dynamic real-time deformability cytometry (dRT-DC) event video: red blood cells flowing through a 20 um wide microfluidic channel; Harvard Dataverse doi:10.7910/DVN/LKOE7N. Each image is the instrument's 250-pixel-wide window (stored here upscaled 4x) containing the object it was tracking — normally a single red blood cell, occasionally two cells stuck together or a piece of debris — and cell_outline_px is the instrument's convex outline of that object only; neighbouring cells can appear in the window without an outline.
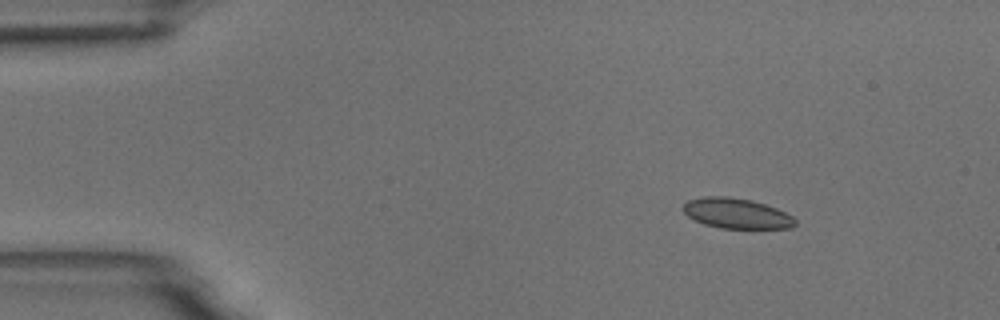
{"species": "common noctule bat (a hibernating species)", "species_latin": "Nyctalus noctula", "temperature_condition": "room temperature", "stored_images_in_passage": 8, "camera_frame_rate_fps": 3000, "um_per_image_px": 0.085, "animal": {"sex": "male", "body_mass_g": 18.8}, "frame": {"image": 1, "passage_image": 3, "time_ms": 2.333, "image_size_px": [1000, 320], "cell_outline_px": [[796, 224], [792, 228], [720, 228], [704, 224], [688, 216], [680, 208], [688, 200], [704, 196], [724, 196], [752, 200], [776, 208], [792, 216], [796, 220]], "centroid_in_image_um": [62.59, 18.13], "position_along_channel_um": 22.4, "area_um2": 19.71}}
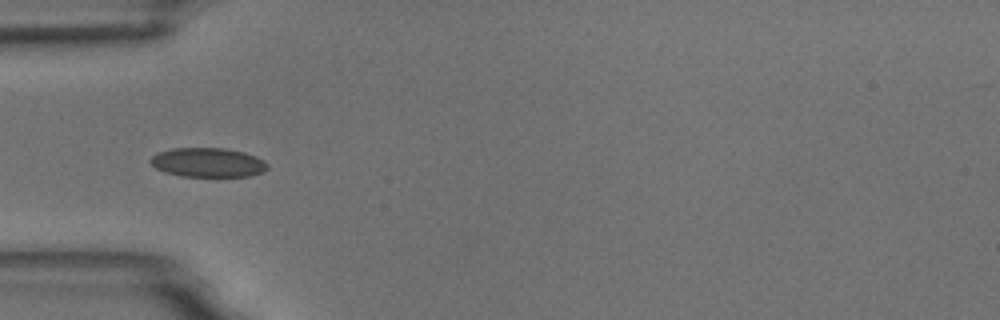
{"frame": {"image": 2, "passage_image": 6, "time_ms": 5.667, "image_size_px": [1000, 320], "cell_outline_px": [[268, 168], [264, 172], [252, 176], [184, 176], [164, 172], [156, 168], [148, 160], [156, 152], [172, 148], [224, 148], [244, 152], [256, 156], [264, 160], [268, 164]], "centroid_in_image_um": [17.68, 13.8], "position_along_channel_um": 67.3, "area_um2": 20.11}}